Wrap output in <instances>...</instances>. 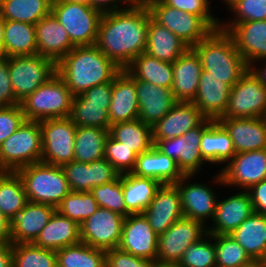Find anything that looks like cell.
<instances>
[{
  "label": "cell",
  "mask_w": 266,
  "mask_h": 267,
  "mask_svg": "<svg viewBox=\"0 0 266 267\" xmlns=\"http://www.w3.org/2000/svg\"><path fill=\"white\" fill-rule=\"evenodd\" d=\"M150 18L143 0L103 13L95 45L123 70L145 52Z\"/></svg>",
  "instance_id": "cell-1"
},
{
  "label": "cell",
  "mask_w": 266,
  "mask_h": 267,
  "mask_svg": "<svg viewBox=\"0 0 266 267\" xmlns=\"http://www.w3.org/2000/svg\"><path fill=\"white\" fill-rule=\"evenodd\" d=\"M121 70L96 45L75 46L56 64L57 74L73 96L112 81Z\"/></svg>",
  "instance_id": "cell-2"
},
{
  "label": "cell",
  "mask_w": 266,
  "mask_h": 267,
  "mask_svg": "<svg viewBox=\"0 0 266 267\" xmlns=\"http://www.w3.org/2000/svg\"><path fill=\"white\" fill-rule=\"evenodd\" d=\"M193 49L201 59L202 69L231 88L248 69L232 36L220 28L213 30Z\"/></svg>",
  "instance_id": "cell-3"
},
{
  "label": "cell",
  "mask_w": 266,
  "mask_h": 267,
  "mask_svg": "<svg viewBox=\"0 0 266 267\" xmlns=\"http://www.w3.org/2000/svg\"><path fill=\"white\" fill-rule=\"evenodd\" d=\"M22 179L27 200L55 208L71 191L62 166L33 163L16 171Z\"/></svg>",
  "instance_id": "cell-4"
},
{
  "label": "cell",
  "mask_w": 266,
  "mask_h": 267,
  "mask_svg": "<svg viewBox=\"0 0 266 267\" xmlns=\"http://www.w3.org/2000/svg\"><path fill=\"white\" fill-rule=\"evenodd\" d=\"M73 97L65 81L56 73L22 100L20 106L27 121L68 118Z\"/></svg>",
  "instance_id": "cell-5"
},
{
  "label": "cell",
  "mask_w": 266,
  "mask_h": 267,
  "mask_svg": "<svg viewBox=\"0 0 266 267\" xmlns=\"http://www.w3.org/2000/svg\"><path fill=\"white\" fill-rule=\"evenodd\" d=\"M42 131L39 121H25L0 145V171L16 172L41 162Z\"/></svg>",
  "instance_id": "cell-6"
},
{
  "label": "cell",
  "mask_w": 266,
  "mask_h": 267,
  "mask_svg": "<svg viewBox=\"0 0 266 267\" xmlns=\"http://www.w3.org/2000/svg\"><path fill=\"white\" fill-rule=\"evenodd\" d=\"M51 13L67 31L74 46L95 45L101 11L89 5L53 1Z\"/></svg>",
  "instance_id": "cell-7"
},
{
  "label": "cell",
  "mask_w": 266,
  "mask_h": 267,
  "mask_svg": "<svg viewBox=\"0 0 266 267\" xmlns=\"http://www.w3.org/2000/svg\"><path fill=\"white\" fill-rule=\"evenodd\" d=\"M151 18L193 48L214 29L200 16L166 5L162 0H143Z\"/></svg>",
  "instance_id": "cell-8"
},
{
  "label": "cell",
  "mask_w": 266,
  "mask_h": 267,
  "mask_svg": "<svg viewBox=\"0 0 266 267\" xmlns=\"http://www.w3.org/2000/svg\"><path fill=\"white\" fill-rule=\"evenodd\" d=\"M8 69L19 104L57 73L56 64L38 54L8 57Z\"/></svg>",
  "instance_id": "cell-9"
},
{
  "label": "cell",
  "mask_w": 266,
  "mask_h": 267,
  "mask_svg": "<svg viewBox=\"0 0 266 267\" xmlns=\"http://www.w3.org/2000/svg\"><path fill=\"white\" fill-rule=\"evenodd\" d=\"M113 80L74 96L69 118L76 126L110 129L109 107Z\"/></svg>",
  "instance_id": "cell-10"
},
{
  "label": "cell",
  "mask_w": 266,
  "mask_h": 267,
  "mask_svg": "<svg viewBox=\"0 0 266 267\" xmlns=\"http://www.w3.org/2000/svg\"><path fill=\"white\" fill-rule=\"evenodd\" d=\"M42 131L41 162L63 166L74 159L76 125L68 118L39 121Z\"/></svg>",
  "instance_id": "cell-11"
},
{
  "label": "cell",
  "mask_w": 266,
  "mask_h": 267,
  "mask_svg": "<svg viewBox=\"0 0 266 267\" xmlns=\"http://www.w3.org/2000/svg\"><path fill=\"white\" fill-rule=\"evenodd\" d=\"M223 117H266V87L249 68L231 88Z\"/></svg>",
  "instance_id": "cell-12"
},
{
  "label": "cell",
  "mask_w": 266,
  "mask_h": 267,
  "mask_svg": "<svg viewBox=\"0 0 266 267\" xmlns=\"http://www.w3.org/2000/svg\"><path fill=\"white\" fill-rule=\"evenodd\" d=\"M206 234L207 227L202 222L183 216L158 235L156 261L178 264L185 249Z\"/></svg>",
  "instance_id": "cell-13"
},
{
  "label": "cell",
  "mask_w": 266,
  "mask_h": 267,
  "mask_svg": "<svg viewBox=\"0 0 266 267\" xmlns=\"http://www.w3.org/2000/svg\"><path fill=\"white\" fill-rule=\"evenodd\" d=\"M212 121L205 118L197 127L190 129L184 135L159 140L154 146L168 157L174 159L184 175H196L204 164L200 151L202 131Z\"/></svg>",
  "instance_id": "cell-14"
},
{
  "label": "cell",
  "mask_w": 266,
  "mask_h": 267,
  "mask_svg": "<svg viewBox=\"0 0 266 267\" xmlns=\"http://www.w3.org/2000/svg\"><path fill=\"white\" fill-rule=\"evenodd\" d=\"M220 171L214 183L248 190L266 179V149L236 153Z\"/></svg>",
  "instance_id": "cell-15"
},
{
  "label": "cell",
  "mask_w": 266,
  "mask_h": 267,
  "mask_svg": "<svg viewBox=\"0 0 266 267\" xmlns=\"http://www.w3.org/2000/svg\"><path fill=\"white\" fill-rule=\"evenodd\" d=\"M124 220L122 215L99 207L80 224L81 242L105 251L118 248Z\"/></svg>",
  "instance_id": "cell-16"
},
{
  "label": "cell",
  "mask_w": 266,
  "mask_h": 267,
  "mask_svg": "<svg viewBox=\"0 0 266 267\" xmlns=\"http://www.w3.org/2000/svg\"><path fill=\"white\" fill-rule=\"evenodd\" d=\"M158 235L143 213L125 217L118 248L133 256L156 261Z\"/></svg>",
  "instance_id": "cell-17"
},
{
  "label": "cell",
  "mask_w": 266,
  "mask_h": 267,
  "mask_svg": "<svg viewBox=\"0 0 266 267\" xmlns=\"http://www.w3.org/2000/svg\"><path fill=\"white\" fill-rule=\"evenodd\" d=\"M220 29L232 36L237 50L248 67L266 57V20L243 23L220 22Z\"/></svg>",
  "instance_id": "cell-18"
},
{
  "label": "cell",
  "mask_w": 266,
  "mask_h": 267,
  "mask_svg": "<svg viewBox=\"0 0 266 267\" xmlns=\"http://www.w3.org/2000/svg\"><path fill=\"white\" fill-rule=\"evenodd\" d=\"M153 231L160 235L184 216L180 193L175 184H162L151 204L143 211Z\"/></svg>",
  "instance_id": "cell-19"
},
{
  "label": "cell",
  "mask_w": 266,
  "mask_h": 267,
  "mask_svg": "<svg viewBox=\"0 0 266 267\" xmlns=\"http://www.w3.org/2000/svg\"><path fill=\"white\" fill-rule=\"evenodd\" d=\"M192 175H184L175 185L180 193L184 217L198 220L206 224L208 218L213 219L217 204V195L212 187L202 183L186 184Z\"/></svg>",
  "instance_id": "cell-20"
},
{
  "label": "cell",
  "mask_w": 266,
  "mask_h": 267,
  "mask_svg": "<svg viewBox=\"0 0 266 267\" xmlns=\"http://www.w3.org/2000/svg\"><path fill=\"white\" fill-rule=\"evenodd\" d=\"M228 132L236 153L266 149V117L217 120Z\"/></svg>",
  "instance_id": "cell-21"
},
{
  "label": "cell",
  "mask_w": 266,
  "mask_h": 267,
  "mask_svg": "<svg viewBox=\"0 0 266 267\" xmlns=\"http://www.w3.org/2000/svg\"><path fill=\"white\" fill-rule=\"evenodd\" d=\"M254 213L252 201L247 190L217 200L215 214L207 233L210 235L231 234L244 220Z\"/></svg>",
  "instance_id": "cell-22"
},
{
  "label": "cell",
  "mask_w": 266,
  "mask_h": 267,
  "mask_svg": "<svg viewBox=\"0 0 266 267\" xmlns=\"http://www.w3.org/2000/svg\"><path fill=\"white\" fill-rule=\"evenodd\" d=\"M136 92L139 104L138 119L154 126L178 102L171 88L156 86L152 83L136 79Z\"/></svg>",
  "instance_id": "cell-23"
},
{
  "label": "cell",
  "mask_w": 266,
  "mask_h": 267,
  "mask_svg": "<svg viewBox=\"0 0 266 267\" xmlns=\"http://www.w3.org/2000/svg\"><path fill=\"white\" fill-rule=\"evenodd\" d=\"M205 117L193 102L178 101L173 108L152 126L153 143L184 135L197 127Z\"/></svg>",
  "instance_id": "cell-24"
},
{
  "label": "cell",
  "mask_w": 266,
  "mask_h": 267,
  "mask_svg": "<svg viewBox=\"0 0 266 267\" xmlns=\"http://www.w3.org/2000/svg\"><path fill=\"white\" fill-rule=\"evenodd\" d=\"M56 208L52 205L27 202L10 221L11 243H33L50 221Z\"/></svg>",
  "instance_id": "cell-25"
},
{
  "label": "cell",
  "mask_w": 266,
  "mask_h": 267,
  "mask_svg": "<svg viewBox=\"0 0 266 267\" xmlns=\"http://www.w3.org/2000/svg\"><path fill=\"white\" fill-rule=\"evenodd\" d=\"M37 54L57 64L75 46L59 21L49 14L35 24Z\"/></svg>",
  "instance_id": "cell-26"
},
{
  "label": "cell",
  "mask_w": 266,
  "mask_h": 267,
  "mask_svg": "<svg viewBox=\"0 0 266 267\" xmlns=\"http://www.w3.org/2000/svg\"><path fill=\"white\" fill-rule=\"evenodd\" d=\"M230 90L231 87L227 84L202 70L197 94L191 102L196 105L205 118L218 120L226 111Z\"/></svg>",
  "instance_id": "cell-27"
},
{
  "label": "cell",
  "mask_w": 266,
  "mask_h": 267,
  "mask_svg": "<svg viewBox=\"0 0 266 267\" xmlns=\"http://www.w3.org/2000/svg\"><path fill=\"white\" fill-rule=\"evenodd\" d=\"M172 93L177 101L191 102L198 90L202 69L201 59L193 48H188L172 63Z\"/></svg>",
  "instance_id": "cell-28"
},
{
  "label": "cell",
  "mask_w": 266,
  "mask_h": 267,
  "mask_svg": "<svg viewBox=\"0 0 266 267\" xmlns=\"http://www.w3.org/2000/svg\"><path fill=\"white\" fill-rule=\"evenodd\" d=\"M139 104L135 80L123 69L113 79L111 103L109 107L110 126L138 119Z\"/></svg>",
  "instance_id": "cell-29"
},
{
  "label": "cell",
  "mask_w": 266,
  "mask_h": 267,
  "mask_svg": "<svg viewBox=\"0 0 266 267\" xmlns=\"http://www.w3.org/2000/svg\"><path fill=\"white\" fill-rule=\"evenodd\" d=\"M131 173L140 177L153 178L161 184H175L184 176L176 161L155 146L137 156Z\"/></svg>",
  "instance_id": "cell-30"
},
{
  "label": "cell",
  "mask_w": 266,
  "mask_h": 267,
  "mask_svg": "<svg viewBox=\"0 0 266 267\" xmlns=\"http://www.w3.org/2000/svg\"><path fill=\"white\" fill-rule=\"evenodd\" d=\"M80 242V225L56 210L33 244L57 251Z\"/></svg>",
  "instance_id": "cell-31"
},
{
  "label": "cell",
  "mask_w": 266,
  "mask_h": 267,
  "mask_svg": "<svg viewBox=\"0 0 266 267\" xmlns=\"http://www.w3.org/2000/svg\"><path fill=\"white\" fill-rule=\"evenodd\" d=\"M189 47L181 39L161 26L152 18L149 19L147 42L144 53L160 61L174 63Z\"/></svg>",
  "instance_id": "cell-32"
},
{
  "label": "cell",
  "mask_w": 266,
  "mask_h": 267,
  "mask_svg": "<svg viewBox=\"0 0 266 267\" xmlns=\"http://www.w3.org/2000/svg\"><path fill=\"white\" fill-rule=\"evenodd\" d=\"M200 151L203 160L212 164L228 163L236 154L227 130L217 120L202 131Z\"/></svg>",
  "instance_id": "cell-33"
},
{
  "label": "cell",
  "mask_w": 266,
  "mask_h": 267,
  "mask_svg": "<svg viewBox=\"0 0 266 267\" xmlns=\"http://www.w3.org/2000/svg\"><path fill=\"white\" fill-rule=\"evenodd\" d=\"M162 184L153 178L140 177L132 173L122 174V190L126 209L131 214L143 213L151 204Z\"/></svg>",
  "instance_id": "cell-34"
},
{
  "label": "cell",
  "mask_w": 266,
  "mask_h": 267,
  "mask_svg": "<svg viewBox=\"0 0 266 267\" xmlns=\"http://www.w3.org/2000/svg\"><path fill=\"white\" fill-rule=\"evenodd\" d=\"M230 235L253 261H260L266 250V216L252 213Z\"/></svg>",
  "instance_id": "cell-35"
},
{
  "label": "cell",
  "mask_w": 266,
  "mask_h": 267,
  "mask_svg": "<svg viewBox=\"0 0 266 267\" xmlns=\"http://www.w3.org/2000/svg\"><path fill=\"white\" fill-rule=\"evenodd\" d=\"M124 70L131 77L156 86L164 88H172L173 86L172 63L160 61L147 53H142L134 58Z\"/></svg>",
  "instance_id": "cell-36"
},
{
  "label": "cell",
  "mask_w": 266,
  "mask_h": 267,
  "mask_svg": "<svg viewBox=\"0 0 266 267\" xmlns=\"http://www.w3.org/2000/svg\"><path fill=\"white\" fill-rule=\"evenodd\" d=\"M108 136L109 130L103 128L77 126L73 160L91 163L103 159Z\"/></svg>",
  "instance_id": "cell-37"
},
{
  "label": "cell",
  "mask_w": 266,
  "mask_h": 267,
  "mask_svg": "<svg viewBox=\"0 0 266 267\" xmlns=\"http://www.w3.org/2000/svg\"><path fill=\"white\" fill-rule=\"evenodd\" d=\"M4 46L7 57L36 55L35 25L5 20Z\"/></svg>",
  "instance_id": "cell-38"
},
{
  "label": "cell",
  "mask_w": 266,
  "mask_h": 267,
  "mask_svg": "<svg viewBox=\"0 0 266 267\" xmlns=\"http://www.w3.org/2000/svg\"><path fill=\"white\" fill-rule=\"evenodd\" d=\"M109 134L137 155L154 146L152 127L139 119L115 123L110 126Z\"/></svg>",
  "instance_id": "cell-39"
},
{
  "label": "cell",
  "mask_w": 266,
  "mask_h": 267,
  "mask_svg": "<svg viewBox=\"0 0 266 267\" xmlns=\"http://www.w3.org/2000/svg\"><path fill=\"white\" fill-rule=\"evenodd\" d=\"M52 2L53 0H2L0 15L5 20L35 25L51 14Z\"/></svg>",
  "instance_id": "cell-40"
},
{
  "label": "cell",
  "mask_w": 266,
  "mask_h": 267,
  "mask_svg": "<svg viewBox=\"0 0 266 267\" xmlns=\"http://www.w3.org/2000/svg\"><path fill=\"white\" fill-rule=\"evenodd\" d=\"M28 202L23 182L17 172L0 171V211L10 221Z\"/></svg>",
  "instance_id": "cell-41"
},
{
  "label": "cell",
  "mask_w": 266,
  "mask_h": 267,
  "mask_svg": "<svg viewBox=\"0 0 266 267\" xmlns=\"http://www.w3.org/2000/svg\"><path fill=\"white\" fill-rule=\"evenodd\" d=\"M57 267H105V250L78 243L56 251Z\"/></svg>",
  "instance_id": "cell-42"
},
{
  "label": "cell",
  "mask_w": 266,
  "mask_h": 267,
  "mask_svg": "<svg viewBox=\"0 0 266 267\" xmlns=\"http://www.w3.org/2000/svg\"><path fill=\"white\" fill-rule=\"evenodd\" d=\"M12 267H57L56 251L33 243L12 244Z\"/></svg>",
  "instance_id": "cell-43"
},
{
  "label": "cell",
  "mask_w": 266,
  "mask_h": 267,
  "mask_svg": "<svg viewBox=\"0 0 266 267\" xmlns=\"http://www.w3.org/2000/svg\"><path fill=\"white\" fill-rule=\"evenodd\" d=\"M99 208L90 191H70L56 207V210L79 225Z\"/></svg>",
  "instance_id": "cell-44"
},
{
  "label": "cell",
  "mask_w": 266,
  "mask_h": 267,
  "mask_svg": "<svg viewBox=\"0 0 266 267\" xmlns=\"http://www.w3.org/2000/svg\"><path fill=\"white\" fill-rule=\"evenodd\" d=\"M216 267H242L253 260L245 249L230 235H213Z\"/></svg>",
  "instance_id": "cell-45"
},
{
  "label": "cell",
  "mask_w": 266,
  "mask_h": 267,
  "mask_svg": "<svg viewBox=\"0 0 266 267\" xmlns=\"http://www.w3.org/2000/svg\"><path fill=\"white\" fill-rule=\"evenodd\" d=\"M213 241V235L207 233L199 241L187 247L178 263V266L216 267V250L215 243Z\"/></svg>",
  "instance_id": "cell-46"
},
{
  "label": "cell",
  "mask_w": 266,
  "mask_h": 267,
  "mask_svg": "<svg viewBox=\"0 0 266 267\" xmlns=\"http://www.w3.org/2000/svg\"><path fill=\"white\" fill-rule=\"evenodd\" d=\"M90 192L92 193L99 207L116 212L123 217H127L131 214L126 209L124 202L122 174H120L111 182L94 187Z\"/></svg>",
  "instance_id": "cell-47"
},
{
  "label": "cell",
  "mask_w": 266,
  "mask_h": 267,
  "mask_svg": "<svg viewBox=\"0 0 266 267\" xmlns=\"http://www.w3.org/2000/svg\"><path fill=\"white\" fill-rule=\"evenodd\" d=\"M137 154L110 134L105 142L104 158L120 173H131L135 167Z\"/></svg>",
  "instance_id": "cell-48"
},
{
  "label": "cell",
  "mask_w": 266,
  "mask_h": 267,
  "mask_svg": "<svg viewBox=\"0 0 266 267\" xmlns=\"http://www.w3.org/2000/svg\"><path fill=\"white\" fill-rule=\"evenodd\" d=\"M235 19L230 23L266 20V0H225Z\"/></svg>",
  "instance_id": "cell-49"
},
{
  "label": "cell",
  "mask_w": 266,
  "mask_h": 267,
  "mask_svg": "<svg viewBox=\"0 0 266 267\" xmlns=\"http://www.w3.org/2000/svg\"><path fill=\"white\" fill-rule=\"evenodd\" d=\"M71 191L86 192L92 190L90 163L71 161L62 166Z\"/></svg>",
  "instance_id": "cell-50"
},
{
  "label": "cell",
  "mask_w": 266,
  "mask_h": 267,
  "mask_svg": "<svg viewBox=\"0 0 266 267\" xmlns=\"http://www.w3.org/2000/svg\"><path fill=\"white\" fill-rule=\"evenodd\" d=\"M166 5L202 17L214 30L220 21L211 15L209 0H162Z\"/></svg>",
  "instance_id": "cell-51"
},
{
  "label": "cell",
  "mask_w": 266,
  "mask_h": 267,
  "mask_svg": "<svg viewBox=\"0 0 266 267\" xmlns=\"http://www.w3.org/2000/svg\"><path fill=\"white\" fill-rule=\"evenodd\" d=\"M26 121L20 104L0 107V145Z\"/></svg>",
  "instance_id": "cell-52"
},
{
  "label": "cell",
  "mask_w": 266,
  "mask_h": 267,
  "mask_svg": "<svg viewBox=\"0 0 266 267\" xmlns=\"http://www.w3.org/2000/svg\"><path fill=\"white\" fill-rule=\"evenodd\" d=\"M155 261L133 256L119 248L105 251V267H152Z\"/></svg>",
  "instance_id": "cell-53"
},
{
  "label": "cell",
  "mask_w": 266,
  "mask_h": 267,
  "mask_svg": "<svg viewBox=\"0 0 266 267\" xmlns=\"http://www.w3.org/2000/svg\"><path fill=\"white\" fill-rule=\"evenodd\" d=\"M92 189L115 180L120 173L105 158L90 163Z\"/></svg>",
  "instance_id": "cell-54"
},
{
  "label": "cell",
  "mask_w": 266,
  "mask_h": 267,
  "mask_svg": "<svg viewBox=\"0 0 266 267\" xmlns=\"http://www.w3.org/2000/svg\"><path fill=\"white\" fill-rule=\"evenodd\" d=\"M9 78L8 57L0 58V107L18 105Z\"/></svg>",
  "instance_id": "cell-55"
},
{
  "label": "cell",
  "mask_w": 266,
  "mask_h": 267,
  "mask_svg": "<svg viewBox=\"0 0 266 267\" xmlns=\"http://www.w3.org/2000/svg\"><path fill=\"white\" fill-rule=\"evenodd\" d=\"M247 192L250 195L254 212L266 216V179L251 186Z\"/></svg>",
  "instance_id": "cell-56"
},
{
  "label": "cell",
  "mask_w": 266,
  "mask_h": 267,
  "mask_svg": "<svg viewBox=\"0 0 266 267\" xmlns=\"http://www.w3.org/2000/svg\"><path fill=\"white\" fill-rule=\"evenodd\" d=\"M121 2H123L122 4L128 3L126 0H91V7L101 11L102 13L113 12L122 9L123 6L119 7L118 4Z\"/></svg>",
  "instance_id": "cell-57"
},
{
  "label": "cell",
  "mask_w": 266,
  "mask_h": 267,
  "mask_svg": "<svg viewBox=\"0 0 266 267\" xmlns=\"http://www.w3.org/2000/svg\"><path fill=\"white\" fill-rule=\"evenodd\" d=\"M0 267H12V243L0 242Z\"/></svg>",
  "instance_id": "cell-58"
},
{
  "label": "cell",
  "mask_w": 266,
  "mask_h": 267,
  "mask_svg": "<svg viewBox=\"0 0 266 267\" xmlns=\"http://www.w3.org/2000/svg\"><path fill=\"white\" fill-rule=\"evenodd\" d=\"M0 242L11 243V222L0 211Z\"/></svg>",
  "instance_id": "cell-59"
},
{
  "label": "cell",
  "mask_w": 266,
  "mask_h": 267,
  "mask_svg": "<svg viewBox=\"0 0 266 267\" xmlns=\"http://www.w3.org/2000/svg\"><path fill=\"white\" fill-rule=\"evenodd\" d=\"M263 62L266 63V57L261 59ZM253 74L258 78V80L261 82L262 85L266 87V64L263 66V68H254L253 65H250L248 67Z\"/></svg>",
  "instance_id": "cell-60"
},
{
  "label": "cell",
  "mask_w": 266,
  "mask_h": 267,
  "mask_svg": "<svg viewBox=\"0 0 266 267\" xmlns=\"http://www.w3.org/2000/svg\"><path fill=\"white\" fill-rule=\"evenodd\" d=\"M4 29L5 19L0 15V58L5 57V46H4Z\"/></svg>",
  "instance_id": "cell-61"
},
{
  "label": "cell",
  "mask_w": 266,
  "mask_h": 267,
  "mask_svg": "<svg viewBox=\"0 0 266 267\" xmlns=\"http://www.w3.org/2000/svg\"><path fill=\"white\" fill-rule=\"evenodd\" d=\"M53 1H64V2L78 3L91 6V0H53Z\"/></svg>",
  "instance_id": "cell-62"
},
{
  "label": "cell",
  "mask_w": 266,
  "mask_h": 267,
  "mask_svg": "<svg viewBox=\"0 0 266 267\" xmlns=\"http://www.w3.org/2000/svg\"><path fill=\"white\" fill-rule=\"evenodd\" d=\"M152 267H179L176 263H160L155 261Z\"/></svg>",
  "instance_id": "cell-63"
},
{
  "label": "cell",
  "mask_w": 266,
  "mask_h": 267,
  "mask_svg": "<svg viewBox=\"0 0 266 267\" xmlns=\"http://www.w3.org/2000/svg\"><path fill=\"white\" fill-rule=\"evenodd\" d=\"M242 267H262L259 261H252L250 264H247Z\"/></svg>",
  "instance_id": "cell-64"
},
{
  "label": "cell",
  "mask_w": 266,
  "mask_h": 267,
  "mask_svg": "<svg viewBox=\"0 0 266 267\" xmlns=\"http://www.w3.org/2000/svg\"><path fill=\"white\" fill-rule=\"evenodd\" d=\"M260 264L262 267H266V250H265V253L264 255L262 256V258L260 259Z\"/></svg>",
  "instance_id": "cell-65"
},
{
  "label": "cell",
  "mask_w": 266,
  "mask_h": 267,
  "mask_svg": "<svg viewBox=\"0 0 266 267\" xmlns=\"http://www.w3.org/2000/svg\"><path fill=\"white\" fill-rule=\"evenodd\" d=\"M128 2V4H132V3H136L139 2L141 0H126Z\"/></svg>",
  "instance_id": "cell-66"
}]
</instances>
